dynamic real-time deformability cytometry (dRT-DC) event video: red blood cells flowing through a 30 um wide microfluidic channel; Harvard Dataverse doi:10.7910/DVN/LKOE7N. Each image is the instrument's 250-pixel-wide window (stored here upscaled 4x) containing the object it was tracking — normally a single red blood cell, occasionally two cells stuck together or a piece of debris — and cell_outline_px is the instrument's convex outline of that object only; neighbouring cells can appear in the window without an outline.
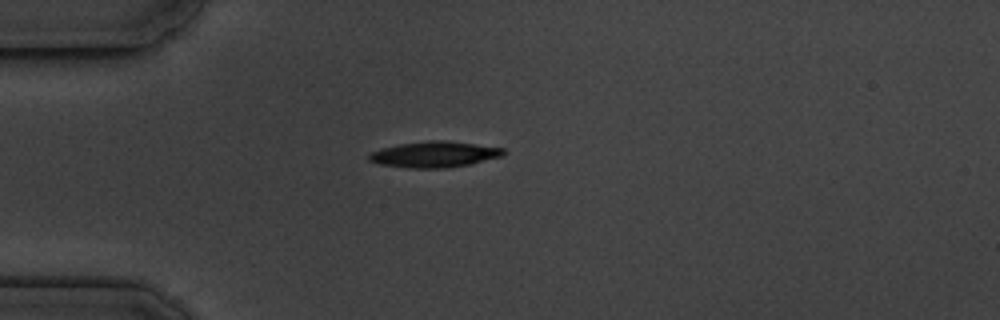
{"species": "common noctule bat (a hibernating species)", "species_latin": "Nyctalus noctula", "temperature_condition": "cold", "stored_images_in_passage": 3, "camera_frame_rate_fps": 3000, "um_per_image_px": 0.085, "animal": {"sex": "male", "body_mass_g": 19.5, "forearm_length_mm": 54.6}, "frame": {"image": 1, "passage_image": 1, "time_ms": 0.0, "image_size_px": [1000, 320], "cell_outline_px": [[504, 152], [500, 156], [468, 164], [444, 168], [412, 168], [380, 164], [368, 160], [368, 156], [372, 152], [384, 148], [400, 144], [428, 140], [448, 140], [504, 148]], "centroid_in_image_um": [36.91, 13.11], "position_along_channel_um": 48.1, "area_um2": 19.94}}